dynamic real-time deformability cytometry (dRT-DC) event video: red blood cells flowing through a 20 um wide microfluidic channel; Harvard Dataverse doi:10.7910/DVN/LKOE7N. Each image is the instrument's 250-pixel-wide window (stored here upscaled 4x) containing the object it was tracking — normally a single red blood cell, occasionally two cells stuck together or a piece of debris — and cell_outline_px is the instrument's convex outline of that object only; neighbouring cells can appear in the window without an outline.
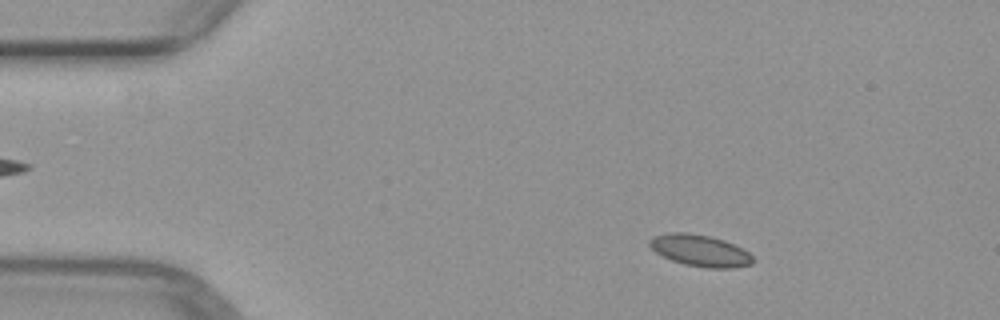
{"species": "common noctule bat (a hibernating species)", "species_latin": "Nyctalus noctula", "temperature_condition": "warm", "stored_images_in_passage": 3, "camera_frame_rate_fps": 3000, "um_per_image_px": 0.085, "animal": {"sex": "female", "body_mass_g": 29.2, "forearm_length_mm": 56.3}, "frame": {"image": 1, "passage_image": 1, "time_ms": 0.0, "image_size_px": [1000, 320], "cell_outline_px": [[756, 260], [752, 264], [732, 268], [708, 268], [684, 264], [672, 260], [656, 252], [648, 244], [648, 240], [652, 236], [672, 232], [684, 232], [708, 236], [724, 240], [748, 252]], "centroid_in_image_um": [59.5, 21.3], "position_along_channel_um": 25.5, "area_um2": 18.9}}
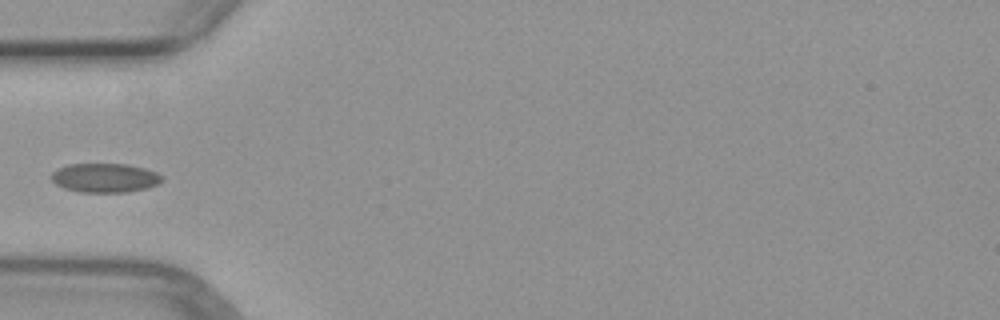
{"frame": {"image": 2, "passage_image": 3, "time_ms": 3.0, "image_size_px": [1000, 320], "cell_outline_px": [[164, 180], [148, 188], [128, 192], [80, 192], [64, 188], [56, 184], [52, 180], [52, 172], [56, 168], [68, 164], [128, 164], [144, 168], [156, 172], [164, 176]], "centroid_in_image_um": [8.93, 15.11], "position_along_channel_um": 76.1, "area_um2": 18.9}}